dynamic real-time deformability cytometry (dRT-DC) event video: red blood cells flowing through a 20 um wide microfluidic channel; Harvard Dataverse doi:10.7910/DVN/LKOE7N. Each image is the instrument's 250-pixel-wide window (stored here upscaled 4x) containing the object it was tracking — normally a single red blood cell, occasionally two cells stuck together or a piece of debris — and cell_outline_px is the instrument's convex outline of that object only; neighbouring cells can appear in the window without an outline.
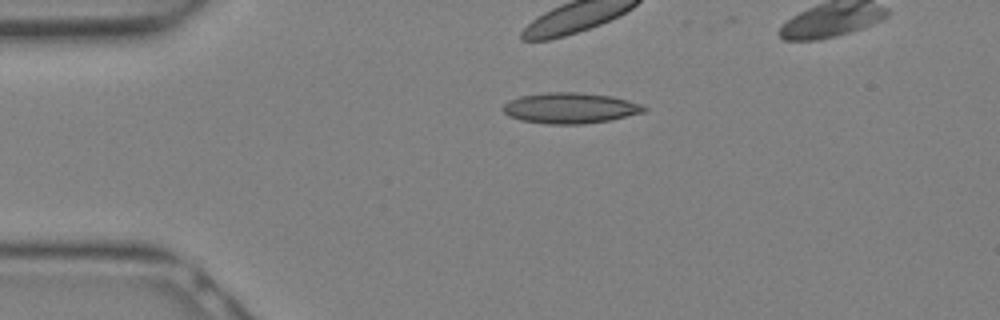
{"species": "Egyptian fruit bat (a non-hibernating species)", "species_latin": "Rousettus aegyptiacus", "temperature_condition": "warm", "stored_images_in_passage": 14, "camera_frame_rate_fps": 3000, "um_per_image_px": 0.085, "animal": {"sex": "female"}, "frame": {"image": 1, "passage_image": 7, "time_ms": 2.0, "image_size_px": [1000, 320], "cell_outline_px": [[648, 108], [644, 112], [608, 120], [584, 124], [548, 124], [520, 120], [508, 116], [504, 112], [504, 104], [508, 100], [520, 96], [544, 92], [580, 92], [612, 96], [644, 104]], "centroid_in_image_um": [48.47, 9.17], "position_along_channel_um": 36.5, "area_um2": 25.37}}